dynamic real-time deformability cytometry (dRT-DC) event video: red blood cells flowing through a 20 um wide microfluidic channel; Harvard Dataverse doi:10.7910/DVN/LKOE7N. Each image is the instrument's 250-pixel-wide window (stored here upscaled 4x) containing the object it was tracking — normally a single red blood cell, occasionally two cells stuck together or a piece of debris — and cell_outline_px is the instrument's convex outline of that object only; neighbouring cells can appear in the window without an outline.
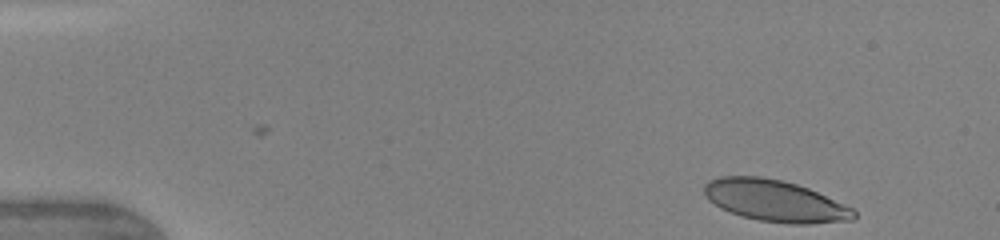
{"species": "human", "species_latin": "Homo sapiens", "temperature_condition": "warm", "stored_images_in_passage": 49, "camera_frame_rate_fps": 3000, "um_per_image_px": 0.085, "donor": {"sex": "female"}, "frame": {"image": 1, "passage_image": 1, "time_ms": 0.0, "image_size_px": [1000, 240], "cell_outline_px": [[856, 216], [852, 220], [812, 224], [788, 224], [760, 220], [740, 216], [720, 208], [708, 200], [704, 192], [704, 184], [708, 180], [720, 176], [760, 176], [784, 180], [808, 188], [852, 208], [856, 212]], "centroid_in_image_um": [65.84, 17.07], "position_along_channel_um": 19.2, "area_um2": 36.36}}
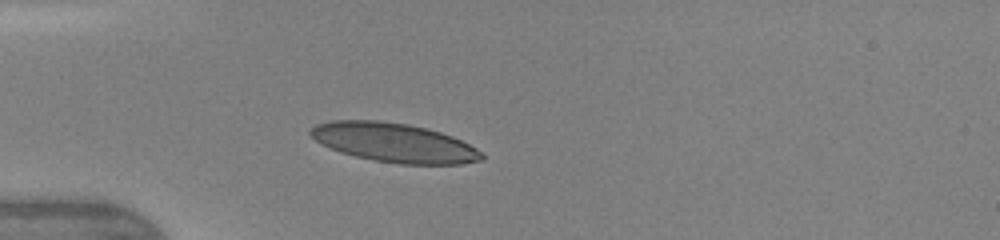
{"frame": {"image": 2, "passage_image": 21, "time_ms": 3.0, "image_size_px": [1000, 240], "cell_outline_px": [[484, 156], [480, 160], [460, 164], [400, 164], [376, 160], [356, 156], [340, 152], [320, 144], [308, 136], [308, 132], [316, 124], [332, 120], [376, 120], [408, 124], [428, 128], [452, 136], [476, 148]], "centroid_in_image_um": [33.44, 12.11], "position_along_channel_um": 51.6, "area_um2": 38.96}}